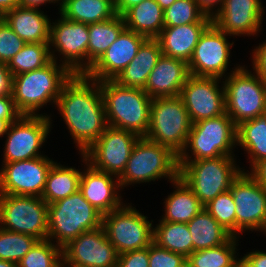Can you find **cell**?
<instances>
[{
  "label": "cell",
  "instance_id": "836d02e7",
  "mask_svg": "<svg viewBox=\"0 0 266 267\" xmlns=\"http://www.w3.org/2000/svg\"><path fill=\"white\" fill-rule=\"evenodd\" d=\"M238 241L239 237L231 236L219 246L192 252L187 257V267H236L241 259Z\"/></svg>",
  "mask_w": 266,
  "mask_h": 267
},
{
  "label": "cell",
  "instance_id": "8d00e7d4",
  "mask_svg": "<svg viewBox=\"0 0 266 267\" xmlns=\"http://www.w3.org/2000/svg\"><path fill=\"white\" fill-rule=\"evenodd\" d=\"M164 27L180 26L192 23H213L205 16L195 0H176L163 12Z\"/></svg>",
  "mask_w": 266,
  "mask_h": 267
},
{
  "label": "cell",
  "instance_id": "1f68e13d",
  "mask_svg": "<svg viewBox=\"0 0 266 267\" xmlns=\"http://www.w3.org/2000/svg\"><path fill=\"white\" fill-rule=\"evenodd\" d=\"M126 28L122 16L88 24L87 72Z\"/></svg>",
  "mask_w": 266,
  "mask_h": 267
},
{
  "label": "cell",
  "instance_id": "277c9868",
  "mask_svg": "<svg viewBox=\"0 0 266 267\" xmlns=\"http://www.w3.org/2000/svg\"><path fill=\"white\" fill-rule=\"evenodd\" d=\"M179 177L178 155L146 137H140L131 151L125 170L118 177L120 187Z\"/></svg>",
  "mask_w": 266,
  "mask_h": 267
},
{
  "label": "cell",
  "instance_id": "7402d4cb",
  "mask_svg": "<svg viewBox=\"0 0 266 267\" xmlns=\"http://www.w3.org/2000/svg\"><path fill=\"white\" fill-rule=\"evenodd\" d=\"M147 37L125 28L86 75L97 81L115 80L138 53Z\"/></svg>",
  "mask_w": 266,
  "mask_h": 267
},
{
  "label": "cell",
  "instance_id": "5b68a950",
  "mask_svg": "<svg viewBox=\"0 0 266 267\" xmlns=\"http://www.w3.org/2000/svg\"><path fill=\"white\" fill-rule=\"evenodd\" d=\"M101 226L102 214L80 191L48 205L47 239L60 248L83 232Z\"/></svg>",
  "mask_w": 266,
  "mask_h": 267
},
{
  "label": "cell",
  "instance_id": "ffe728a7",
  "mask_svg": "<svg viewBox=\"0 0 266 267\" xmlns=\"http://www.w3.org/2000/svg\"><path fill=\"white\" fill-rule=\"evenodd\" d=\"M264 8L262 0H224L212 20L220 30L233 38L257 36L262 31Z\"/></svg>",
  "mask_w": 266,
  "mask_h": 267
},
{
  "label": "cell",
  "instance_id": "83f0119b",
  "mask_svg": "<svg viewBox=\"0 0 266 267\" xmlns=\"http://www.w3.org/2000/svg\"><path fill=\"white\" fill-rule=\"evenodd\" d=\"M164 10L155 0H144L123 15L127 29L147 38H156L164 27Z\"/></svg>",
  "mask_w": 266,
  "mask_h": 267
},
{
  "label": "cell",
  "instance_id": "ee69618b",
  "mask_svg": "<svg viewBox=\"0 0 266 267\" xmlns=\"http://www.w3.org/2000/svg\"><path fill=\"white\" fill-rule=\"evenodd\" d=\"M251 53L252 71L266 81V40L255 46Z\"/></svg>",
  "mask_w": 266,
  "mask_h": 267
},
{
  "label": "cell",
  "instance_id": "8992f818",
  "mask_svg": "<svg viewBox=\"0 0 266 267\" xmlns=\"http://www.w3.org/2000/svg\"><path fill=\"white\" fill-rule=\"evenodd\" d=\"M236 146L237 126L224 113L192 124L186 146L178 156V161L235 157Z\"/></svg>",
  "mask_w": 266,
  "mask_h": 267
},
{
  "label": "cell",
  "instance_id": "484cf974",
  "mask_svg": "<svg viewBox=\"0 0 266 267\" xmlns=\"http://www.w3.org/2000/svg\"><path fill=\"white\" fill-rule=\"evenodd\" d=\"M162 55L156 38H147L140 46L138 53L114 80L124 87L144 89L149 74Z\"/></svg>",
  "mask_w": 266,
  "mask_h": 267
},
{
  "label": "cell",
  "instance_id": "f6af8a7d",
  "mask_svg": "<svg viewBox=\"0 0 266 267\" xmlns=\"http://www.w3.org/2000/svg\"><path fill=\"white\" fill-rule=\"evenodd\" d=\"M14 75L7 63L0 62V97H12Z\"/></svg>",
  "mask_w": 266,
  "mask_h": 267
},
{
  "label": "cell",
  "instance_id": "11a10c76",
  "mask_svg": "<svg viewBox=\"0 0 266 267\" xmlns=\"http://www.w3.org/2000/svg\"><path fill=\"white\" fill-rule=\"evenodd\" d=\"M159 5L160 7L165 10L167 9L168 7H170V5L172 3H174L176 0H155Z\"/></svg>",
  "mask_w": 266,
  "mask_h": 267
},
{
  "label": "cell",
  "instance_id": "4dcf8cb0",
  "mask_svg": "<svg viewBox=\"0 0 266 267\" xmlns=\"http://www.w3.org/2000/svg\"><path fill=\"white\" fill-rule=\"evenodd\" d=\"M237 146L248 154L250 170L266 159V114L237 125Z\"/></svg>",
  "mask_w": 266,
  "mask_h": 267
},
{
  "label": "cell",
  "instance_id": "52a82bcc",
  "mask_svg": "<svg viewBox=\"0 0 266 267\" xmlns=\"http://www.w3.org/2000/svg\"><path fill=\"white\" fill-rule=\"evenodd\" d=\"M236 159L221 156L196 161H178L179 177L193 190L199 201L206 205L220 193L229 190L242 171L248 172L237 165Z\"/></svg>",
  "mask_w": 266,
  "mask_h": 267
},
{
  "label": "cell",
  "instance_id": "8fae6325",
  "mask_svg": "<svg viewBox=\"0 0 266 267\" xmlns=\"http://www.w3.org/2000/svg\"><path fill=\"white\" fill-rule=\"evenodd\" d=\"M0 227L46 240L48 204L41 197L0 194Z\"/></svg>",
  "mask_w": 266,
  "mask_h": 267
},
{
  "label": "cell",
  "instance_id": "680465c9",
  "mask_svg": "<svg viewBox=\"0 0 266 267\" xmlns=\"http://www.w3.org/2000/svg\"><path fill=\"white\" fill-rule=\"evenodd\" d=\"M265 114H266V81H265Z\"/></svg>",
  "mask_w": 266,
  "mask_h": 267
},
{
  "label": "cell",
  "instance_id": "db71d44e",
  "mask_svg": "<svg viewBox=\"0 0 266 267\" xmlns=\"http://www.w3.org/2000/svg\"><path fill=\"white\" fill-rule=\"evenodd\" d=\"M17 119H1L0 118V137H4L8 131L9 125Z\"/></svg>",
  "mask_w": 266,
  "mask_h": 267
},
{
  "label": "cell",
  "instance_id": "6f0895ef",
  "mask_svg": "<svg viewBox=\"0 0 266 267\" xmlns=\"http://www.w3.org/2000/svg\"><path fill=\"white\" fill-rule=\"evenodd\" d=\"M236 267H248L241 259L238 261Z\"/></svg>",
  "mask_w": 266,
  "mask_h": 267
},
{
  "label": "cell",
  "instance_id": "4316f807",
  "mask_svg": "<svg viewBox=\"0 0 266 267\" xmlns=\"http://www.w3.org/2000/svg\"><path fill=\"white\" fill-rule=\"evenodd\" d=\"M170 183L174 186L173 192L164 199L165 208L162 211L165 214L162 215L159 221L187 224L204 208V205L181 177Z\"/></svg>",
  "mask_w": 266,
  "mask_h": 267
},
{
  "label": "cell",
  "instance_id": "f35d334b",
  "mask_svg": "<svg viewBox=\"0 0 266 267\" xmlns=\"http://www.w3.org/2000/svg\"><path fill=\"white\" fill-rule=\"evenodd\" d=\"M37 241L32 235L11 232L0 227V260L18 263Z\"/></svg>",
  "mask_w": 266,
  "mask_h": 267
},
{
  "label": "cell",
  "instance_id": "2e32d148",
  "mask_svg": "<svg viewBox=\"0 0 266 267\" xmlns=\"http://www.w3.org/2000/svg\"><path fill=\"white\" fill-rule=\"evenodd\" d=\"M139 138L133 132L107 126L83 155L93 168L119 177Z\"/></svg>",
  "mask_w": 266,
  "mask_h": 267
},
{
  "label": "cell",
  "instance_id": "7dc6e473",
  "mask_svg": "<svg viewBox=\"0 0 266 267\" xmlns=\"http://www.w3.org/2000/svg\"><path fill=\"white\" fill-rule=\"evenodd\" d=\"M240 258L248 267H266L265 250H250L244 256H240Z\"/></svg>",
  "mask_w": 266,
  "mask_h": 267
},
{
  "label": "cell",
  "instance_id": "c3c4849f",
  "mask_svg": "<svg viewBox=\"0 0 266 267\" xmlns=\"http://www.w3.org/2000/svg\"><path fill=\"white\" fill-rule=\"evenodd\" d=\"M199 9L210 18H214L221 9L224 0H195Z\"/></svg>",
  "mask_w": 266,
  "mask_h": 267
},
{
  "label": "cell",
  "instance_id": "ab89813d",
  "mask_svg": "<svg viewBox=\"0 0 266 267\" xmlns=\"http://www.w3.org/2000/svg\"><path fill=\"white\" fill-rule=\"evenodd\" d=\"M210 215L232 236H236V205L230 189L204 205Z\"/></svg>",
  "mask_w": 266,
  "mask_h": 267
},
{
  "label": "cell",
  "instance_id": "9c48e42d",
  "mask_svg": "<svg viewBox=\"0 0 266 267\" xmlns=\"http://www.w3.org/2000/svg\"><path fill=\"white\" fill-rule=\"evenodd\" d=\"M247 67L223 79L226 113L236 126L265 114V81Z\"/></svg>",
  "mask_w": 266,
  "mask_h": 267
},
{
  "label": "cell",
  "instance_id": "cb8c5ba5",
  "mask_svg": "<svg viewBox=\"0 0 266 267\" xmlns=\"http://www.w3.org/2000/svg\"><path fill=\"white\" fill-rule=\"evenodd\" d=\"M2 18L26 43H50L51 19L41 9L17 6Z\"/></svg>",
  "mask_w": 266,
  "mask_h": 267
},
{
  "label": "cell",
  "instance_id": "ba28073f",
  "mask_svg": "<svg viewBox=\"0 0 266 267\" xmlns=\"http://www.w3.org/2000/svg\"><path fill=\"white\" fill-rule=\"evenodd\" d=\"M191 126L180 96L152 99L146 138L170 148L179 156L186 146Z\"/></svg>",
  "mask_w": 266,
  "mask_h": 267
},
{
  "label": "cell",
  "instance_id": "74e56055",
  "mask_svg": "<svg viewBox=\"0 0 266 267\" xmlns=\"http://www.w3.org/2000/svg\"><path fill=\"white\" fill-rule=\"evenodd\" d=\"M17 264L18 267H63L62 248L48 239L38 240Z\"/></svg>",
  "mask_w": 266,
  "mask_h": 267
},
{
  "label": "cell",
  "instance_id": "7c38bea8",
  "mask_svg": "<svg viewBox=\"0 0 266 267\" xmlns=\"http://www.w3.org/2000/svg\"><path fill=\"white\" fill-rule=\"evenodd\" d=\"M229 35L212 23L200 36L193 54L188 62L190 75L197 77H215L223 80L237 71L242 65L236 64L230 72L228 66L232 57L231 48L234 41L229 42Z\"/></svg>",
  "mask_w": 266,
  "mask_h": 267
},
{
  "label": "cell",
  "instance_id": "d590c367",
  "mask_svg": "<svg viewBox=\"0 0 266 267\" xmlns=\"http://www.w3.org/2000/svg\"><path fill=\"white\" fill-rule=\"evenodd\" d=\"M52 60L49 43H26L7 63L11 73L19 75L46 66Z\"/></svg>",
  "mask_w": 266,
  "mask_h": 267
},
{
  "label": "cell",
  "instance_id": "f907efd6",
  "mask_svg": "<svg viewBox=\"0 0 266 267\" xmlns=\"http://www.w3.org/2000/svg\"><path fill=\"white\" fill-rule=\"evenodd\" d=\"M48 4H57L58 3V11L60 9L62 0H18V6L21 7H26V8H37V9H41L42 5H47Z\"/></svg>",
  "mask_w": 266,
  "mask_h": 267
},
{
  "label": "cell",
  "instance_id": "9a60e30c",
  "mask_svg": "<svg viewBox=\"0 0 266 267\" xmlns=\"http://www.w3.org/2000/svg\"><path fill=\"white\" fill-rule=\"evenodd\" d=\"M230 191L236 205V237L248 230L266 236V188L249 171H242Z\"/></svg>",
  "mask_w": 266,
  "mask_h": 267
},
{
  "label": "cell",
  "instance_id": "816d5d0a",
  "mask_svg": "<svg viewBox=\"0 0 266 267\" xmlns=\"http://www.w3.org/2000/svg\"><path fill=\"white\" fill-rule=\"evenodd\" d=\"M143 1L144 0H115L116 13L122 16L129 8Z\"/></svg>",
  "mask_w": 266,
  "mask_h": 267
},
{
  "label": "cell",
  "instance_id": "4fadbf2b",
  "mask_svg": "<svg viewBox=\"0 0 266 267\" xmlns=\"http://www.w3.org/2000/svg\"><path fill=\"white\" fill-rule=\"evenodd\" d=\"M51 121H53L52 118L45 115H21L12 122L4 136L6 140L2 163L45 156L39 149L45 146L44 144L50 136L53 126Z\"/></svg>",
  "mask_w": 266,
  "mask_h": 267
},
{
  "label": "cell",
  "instance_id": "d4e9b609",
  "mask_svg": "<svg viewBox=\"0 0 266 267\" xmlns=\"http://www.w3.org/2000/svg\"><path fill=\"white\" fill-rule=\"evenodd\" d=\"M212 23H192L163 27L156 37L163 55L189 62L203 32Z\"/></svg>",
  "mask_w": 266,
  "mask_h": 267
},
{
  "label": "cell",
  "instance_id": "44dd1931",
  "mask_svg": "<svg viewBox=\"0 0 266 267\" xmlns=\"http://www.w3.org/2000/svg\"><path fill=\"white\" fill-rule=\"evenodd\" d=\"M79 155L85 166L81 172L79 187L84 198L102 215L120 208L124 200L118 177L93 168L83 154Z\"/></svg>",
  "mask_w": 266,
  "mask_h": 267
},
{
  "label": "cell",
  "instance_id": "9f6ffc18",
  "mask_svg": "<svg viewBox=\"0 0 266 267\" xmlns=\"http://www.w3.org/2000/svg\"><path fill=\"white\" fill-rule=\"evenodd\" d=\"M0 267H18L17 263L0 260Z\"/></svg>",
  "mask_w": 266,
  "mask_h": 267
},
{
  "label": "cell",
  "instance_id": "603a6c76",
  "mask_svg": "<svg viewBox=\"0 0 266 267\" xmlns=\"http://www.w3.org/2000/svg\"><path fill=\"white\" fill-rule=\"evenodd\" d=\"M189 76L187 62L162 54L143 90L152 99L179 96Z\"/></svg>",
  "mask_w": 266,
  "mask_h": 267
},
{
  "label": "cell",
  "instance_id": "f5cc1de1",
  "mask_svg": "<svg viewBox=\"0 0 266 267\" xmlns=\"http://www.w3.org/2000/svg\"><path fill=\"white\" fill-rule=\"evenodd\" d=\"M18 6V0H0V15L3 16L9 10Z\"/></svg>",
  "mask_w": 266,
  "mask_h": 267
},
{
  "label": "cell",
  "instance_id": "3957f363",
  "mask_svg": "<svg viewBox=\"0 0 266 267\" xmlns=\"http://www.w3.org/2000/svg\"><path fill=\"white\" fill-rule=\"evenodd\" d=\"M107 125L145 137L152 98L143 89L124 87L114 80L99 81Z\"/></svg>",
  "mask_w": 266,
  "mask_h": 267
},
{
  "label": "cell",
  "instance_id": "30bf717a",
  "mask_svg": "<svg viewBox=\"0 0 266 267\" xmlns=\"http://www.w3.org/2000/svg\"><path fill=\"white\" fill-rule=\"evenodd\" d=\"M132 203L102 215V227L118 254L143 249L153 243V220L138 211Z\"/></svg>",
  "mask_w": 266,
  "mask_h": 267
},
{
  "label": "cell",
  "instance_id": "ac0fdd59",
  "mask_svg": "<svg viewBox=\"0 0 266 267\" xmlns=\"http://www.w3.org/2000/svg\"><path fill=\"white\" fill-rule=\"evenodd\" d=\"M118 255L102 226L83 232L62 248L63 267H116Z\"/></svg>",
  "mask_w": 266,
  "mask_h": 267
},
{
  "label": "cell",
  "instance_id": "7a4b0ae2",
  "mask_svg": "<svg viewBox=\"0 0 266 267\" xmlns=\"http://www.w3.org/2000/svg\"><path fill=\"white\" fill-rule=\"evenodd\" d=\"M72 75L66 66L53 60L42 68L15 75L12 98L17 111L21 115L51 117L39 111L48 103L55 107L64 84Z\"/></svg>",
  "mask_w": 266,
  "mask_h": 267
},
{
  "label": "cell",
  "instance_id": "e575fe53",
  "mask_svg": "<svg viewBox=\"0 0 266 267\" xmlns=\"http://www.w3.org/2000/svg\"><path fill=\"white\" fill-rule=\"evenodd\" d=\"M158 223L154 225L153 242L187 258L193 252L192 235L187 224L169 221Z\"/></svg>",
  "mask_w": 266,
  "mask_h": 267
},
{
  "label": "cell",
  "instance_id": "f546056e",
  "mask_svg": "<svg viewBox=\"0 0 266 267\" xmlns=\"http://www.w3.org/2000/svg\"><path fill=\"white\" fill-rule=\"evenodd\" d=\"M82 169L55 161L48 173L41 198L49 205L79 191Z\"/></svg>",
  "mask_w": 266,
  "mask_h": 267
},
{
  "label": "cell",
  "instance_id": "e0dca14e",
  "mask_svg": "<svg viewBox=\"0 0 266 267\" xmlns=\"http://www.w3.org/2000/svg\"><path fill=\"white\" fill-rule=\"evenodd\" d=\"M54 162L45 155L29 160L2 163L0 194L41 197Z\"/></svg>",
  "mask_w": 266,
  "mask_h": 267
},
{
  "label": "cell",
  "instance_id": "5bb4252c",
  "mask_svg": "<svg viewBox=\"0 0 266 267\" xmlns=\"http://www.w3.org/2000/svg\"><path fill=\"white\" fill-rule=\"evenodd\" d=\"M59 17L54 22L51 21L49 43L51 58L66 66L73 74H86L88 24L74 22L61 15Z\"/></svg>",
  "mask_w": 266,
  "mask_h": 267
},
{
  "label": "cell",
  "instance_id": "f1b7e54d",
  "mask_svg": "<svg viewBox=\"0 0 266 267\" xmlns=\"http://www.w3.org/2000/svg\"><path fill=\"white\" fill-rule=\"evenodd\" d=\"M59 14L80 23H97L117 15L115 0H62Z\"/></svg>",
  "mask_w": 266,
  "mask_h": 267
},
{
  "label": "cell",
  "instance_id": "6da1fadb",
  "mask_svg": "<svg viewBox=\"0 0 266 267\" xmlns=\"http://www.w3.org/2000/svg\"><path fill=\"white\" fill-rule=\"evenodd\" d=\"M55 105L78 154L95 143L108 126L99 81L86 74H73L64 84Z\"/></svg>",
  "mask_w": 266,
  "mask_h": 267
},
{
  "label": "cell",
  "instance_id": "b9f144b4",
  "mask_svg": "<svg viewBox=\"0 0 266 267\" xmlns=\"http://www.w3.org/2000/svg\"><path fill=\"white\" fill-rule=\"evenodd\" d=\"M187 258L159 247L156 243L149 246V267H186Z\"/></svg>",
  "mask_w": 266,
  "mask_h": 267
},
{
  "label": "cell",
  "instance_id": "d6986e66",
  "mask_svg": "<svg viewBox=\"0 0 266 267\" xmlns=\"http://www.w3.org/2000/svg\"><path fill=\"white\" fill-rule=\"evenodd\" d=\"M221 80L215 77H188L179 96L192 124L226 113L225 87Z\"/></svg>",
  "mask_w": 266,
  "mask_h": 267
},
{
  "label": "cell",
  "instance_id": "d6a6232c",
  "mask_svg": "<svg viewBox=\"0 0 266 267\" xmlns=\"http://www.w3.org/2000/svg\"><path fill=\"white\" fill-rule=\"evenodd\" d=\"M187 226L192 235L193 252L219 246L232 236L205 208Z\"/></svg>",
  "mask_w": 266,
  "mask_h": 267
},
{
  "label": "cell",
  "instance_id": "7bdbcfd3",
  "mask_svg": "<svg viewBox=\"0 0 266 267\" xmlns=\"http://www.w3.org/2000/svg\"><path fill=\"white\" fill-rule=\"evenodd\" d=\"M116 267H149V247L119 254Z\"/></svg>",
  "mask_w": 266,
  "mask_h": 267
},
{
  "label": "cell",
  "instance_id": "bcb514c9",
  "mask_svg": "<svg viewBox=\"0 0 266 267\" xmlns=\"http://www.w3.org/2000/svg\"><path fill=\"white\" fill-rule=\"evenodd\" d=\"M21 114L17 111L12 97H0V118L18 119Z\"/></svg>",
  "mask_w": 266,
  "mask_h": 267
},
{
  "label": "cell",
  "instance_id": "681fc988",
  "mask_svg": "<svg viewBox=\"0 0 266 267\" xmlns=\"http://www.w3.org/2000/svg\"><path fill=\"white\" fill-rule=\"evenodd\" d=\"M249 173L266 188V159L258 162Z\"/></svg>",
  "mask_w": 266,
  "mask_h": 267
},
{
  "label": "cell",
  "instance_id": "60d3db41",
  "mask_svg": "<svg viewBox=\"0 0 266 267\" xmlns=\"http://www.w3.org/2000/svg\"><path fill=\"white\" fill-rule=\"evenodd\" d=\"M26 44L6 23L0 19V62L8 63Z\"/></svg>",
  "mask_w": 266,
  "mask_h": 267
}]
</instances>
